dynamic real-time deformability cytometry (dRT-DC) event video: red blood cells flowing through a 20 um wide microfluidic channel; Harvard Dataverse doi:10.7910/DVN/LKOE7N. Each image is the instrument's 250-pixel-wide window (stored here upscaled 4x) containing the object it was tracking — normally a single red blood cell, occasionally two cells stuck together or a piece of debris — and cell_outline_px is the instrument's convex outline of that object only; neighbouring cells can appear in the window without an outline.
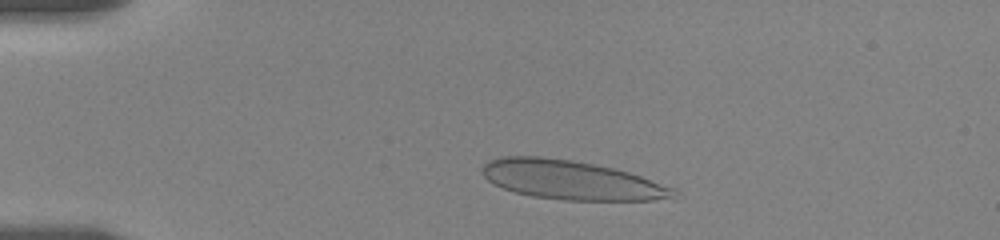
{"species": "human", "species_latin": "Homo sapiens", "temperature_condition": "room temperature", "stored_images_in_passage": 44, "camera_frame_rate_fps": 3000, "um_per_image_px": 0.085, "donor": {"sex": "female"}, "frame": {"image": 1, "passage_image": 7, "time_ms": 2.0, "image_size_px": [1000, 240], "cell_outline_px": [[684, 196], [676, 200], [564, 200], [532, 196], [516, 192], [504, 188], [488, 180], [484, 176], [484, 164], [488, 160], [500, 156], [540, 156], [572, 160], [612, 168], [628, 172], [676, 188]], "centroid_in_image_um": [48.69, 15.32], "position_along_channel_um": 36.3, "area_um2": 43.81}}
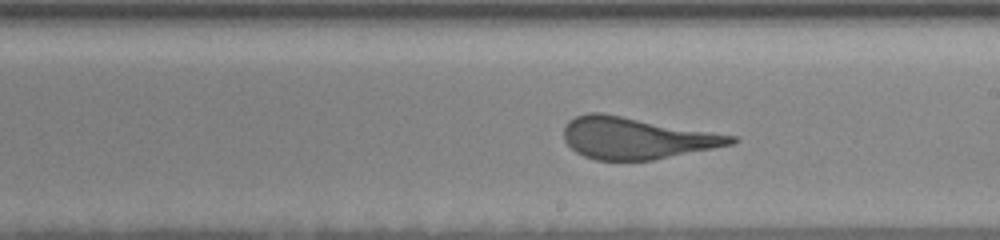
{"frame": {"image": 2, "passage_image": 28, "time_ms": 9.0, "image_size_px": [1000, 240], "cell_outline_px": [[740, 140], [732, 144], [652, 160], [596, 160], [584, 156], [576, 152], [564, 140], [564, 124], [568, 120], [576, 116], [588, 112], [600, 112], [736, 136]], "centroid_in_image_um": [54.04, 11.73], "position_along_channel_um": 235.0, "area_um2": 40.29}}
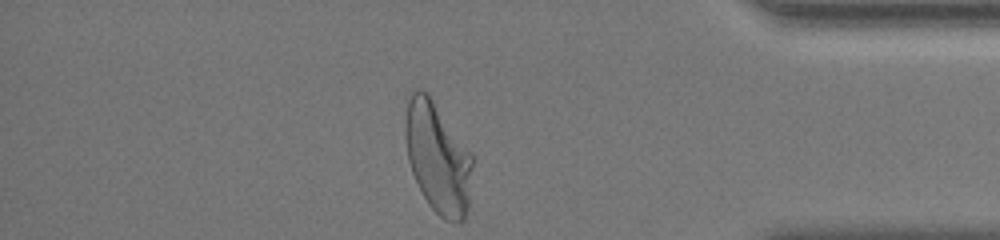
{"frame": {"image": 3, "passage_image": 44, "time_ms": 14.333, "image_size_px": [1000, 240], "cell_outline_px": [[472, 164], [468, 208], [464, 220], [460, 224], [444, 220], [428, 204], [412, 172], [408, 160], [404, 136], [404, 120], [408, 100], [412, 92], [416, 88], [420, 88], [428, 92], [472, 152]], "centroid_in_image_um": [37.2, 13.37], "position_along_channel_um": 398.0, "area_um2": 43.87}, "authors_computed_cell_mechanics": {"area_um2": 42.4252, "velocity_mm_per_s": 3.5131, "shape_relaxation_time_tau1_ms": 9.4473, "shape_relaxation_time_tau2_ms": null, "deformation_change_tau1": 0.2786, "deformation_change_tau2": null}}